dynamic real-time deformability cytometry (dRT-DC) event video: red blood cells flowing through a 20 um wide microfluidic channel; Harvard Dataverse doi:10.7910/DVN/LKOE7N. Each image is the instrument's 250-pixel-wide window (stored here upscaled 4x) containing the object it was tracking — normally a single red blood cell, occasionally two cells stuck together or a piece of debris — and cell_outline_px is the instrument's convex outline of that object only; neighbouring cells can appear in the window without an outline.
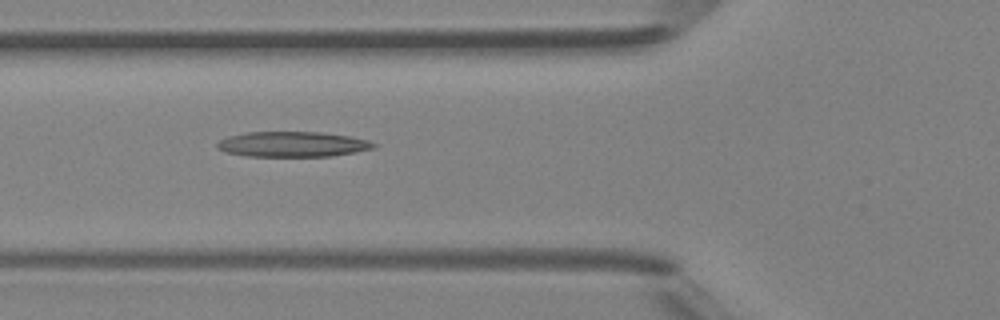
{"species": "Egyptian fruit bat (a non-hibernating species)", "species_latin": "Rousettus aegyptiacus", "temperature_condition": "room temperature", "stored_images_in_passage": 7, "camera_frame_rate_fps": 3000, "um_per_image_px": 0.085, "animal": {"sex": "female"}, "frame": {"image": 1, "passage_image": 5, "time_ms": 5.333, "image_size_px": [1000, 320], "cell_outline_px": [[376, 148], [332, 156], [244, 156], [228, 152], [220, 148], [216, 144], [220, 140], [228, 136], [248, 132], [320, 132], [348, 136], [368, 140], [376, 144]], "centroid_in_image_um": [24.89, 12.26], "position_along_channel_um": 100.9, "area_um2": 22.83}}
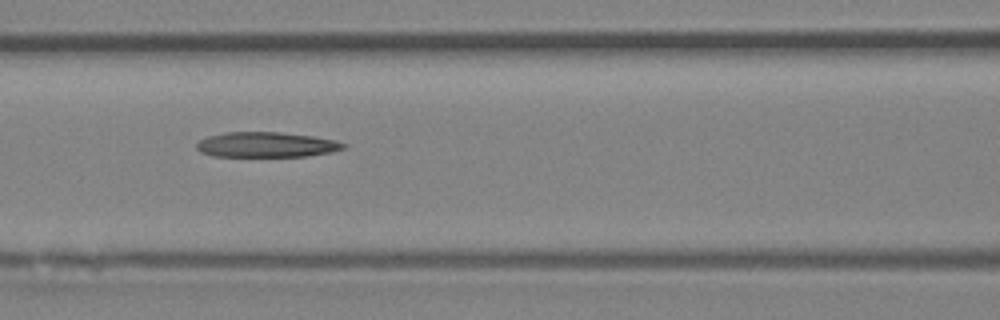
{"frame": {"image": 2, "passage_image": 6, "time_ms": 6.333, "image_size_px": [1000, 320], "cell_outline_px": [[348, 148], [332, 152], [308, 156], [212, 156], [200, 152], [196, 148], [196, 144], [200, 140], [208, 136], [224, 132], [280, 132], [312, 136], [336, 140], [348, 144]], "centroid_in_image_um": [22.68, 12.3], "position_along_channel_um": 143.9, "area_um2": 21.73}}
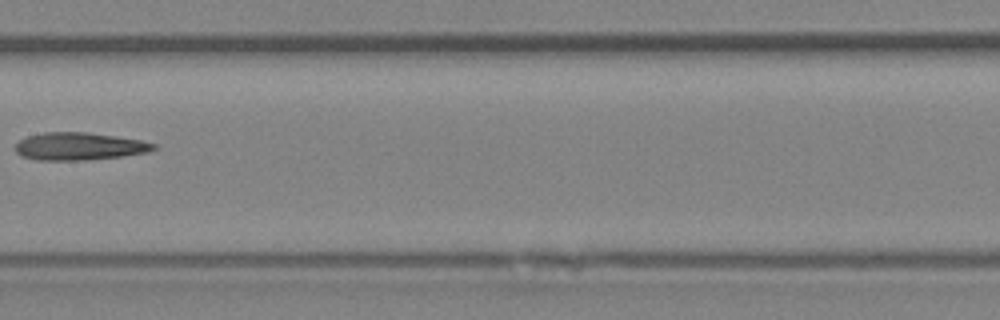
{"frame": {"image": 3, "passage_image": 7, "time_ms": 7.667, "image_size_px": [1000, 320], "cell_outline_px": [[160, 148], [148, 152], [120, 156], [88, 160], [36, 160], [20, 156], [16, 152], [16, 144], [20, 140], [28, 136], [44, 132], [88, 132], [116, 136], [140, 140], [156, 144]], "centroid_in_image_um": [6.75, 12.44], "position_along_channel_um": 200.7, "area_um2": 22.31}}